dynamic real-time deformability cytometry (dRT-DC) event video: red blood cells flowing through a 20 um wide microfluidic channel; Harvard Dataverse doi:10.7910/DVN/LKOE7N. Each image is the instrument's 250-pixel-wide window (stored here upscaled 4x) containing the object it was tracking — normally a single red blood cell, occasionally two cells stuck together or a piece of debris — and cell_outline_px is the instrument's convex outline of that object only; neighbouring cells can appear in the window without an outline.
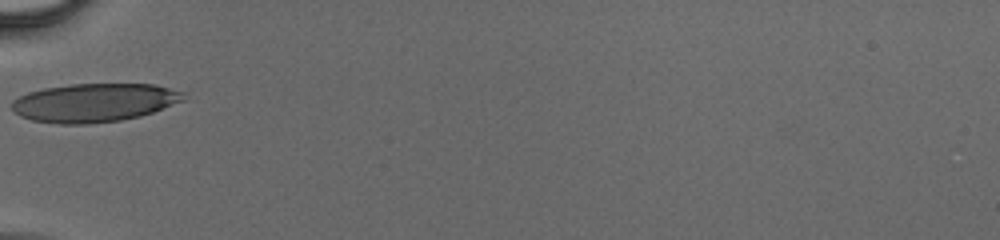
{"species": "human", "species_latin": "Homo sapiens", "temperature_condition": "cold", "stored_images_in_passage": 24, "camera_frame_rate_fps": 3000, "um_per_image_px": 0.085, "donor": {"sex": "male"}, "frame": {"image": 1, "passage_image": 1, "time_ms": 0.0, "image_size_px": [1000, 240], "cell_outline_px": [[184, 100], [152, 112], [140, 116], [120, 120], [88, 124], [60, 124], [32, 120], [20, 116], [12, 108], [12, 100], [28, 92], [44, 88], [72, 84], [152, 84], [184, 92]], "centroid_in_image_um": [7.99, 8.72], "position_along_channel_um": 77.0, "area_um2": 38.32}}
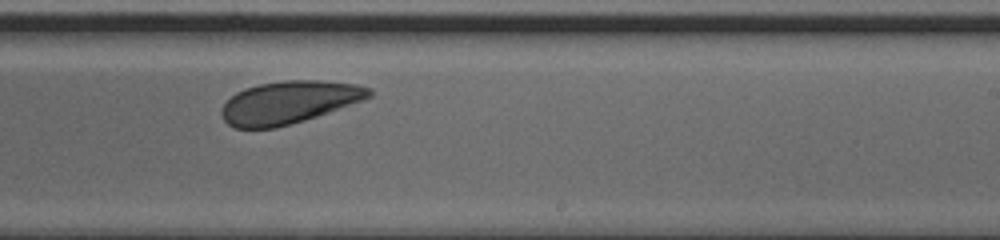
{"frame": {"image": 2, "passage_image": 14, "time_ms": 4.333, "image_size_px": [1000, 240], "cell_outline_px": [[372, 96], [364, 100], [304, 120], [276, 128], [232, 128], [224, 120], [220, 112], [224, 104], [236, 92], [260, 84], [284, 80], [320, 80], [356, 84], [372, 88]], "centroid_in_image_um": [24.57, 8.7], "position_along_channel_um": 264.4, "area_um2": 36.47}}
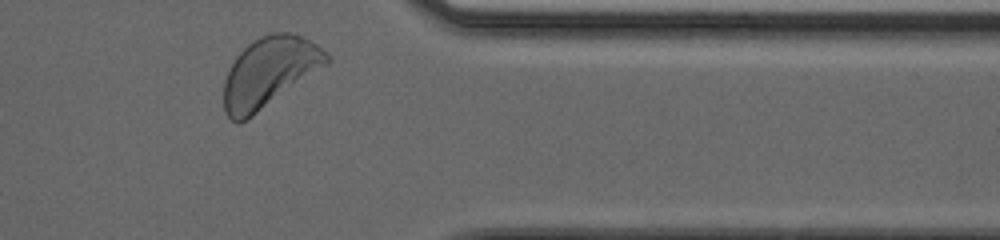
{"frame": {"image": 3, "passage_image": 23, "time_ms": 7.333, "image_size_px": [1000, 240], "cell_outline_px": [[332, 60], [328, 64], [252, 116], [240, 124], [236, 124], [224, 112], [224, 80], [236, 56], [248, 44], [260, 36], [272, 32], [288, 32], [300, 36], [316, 44]], "centroid_in_image_um": [22.86, 6.15], "position_along_channel_um": 388.5, "area_um2": 41.5}}